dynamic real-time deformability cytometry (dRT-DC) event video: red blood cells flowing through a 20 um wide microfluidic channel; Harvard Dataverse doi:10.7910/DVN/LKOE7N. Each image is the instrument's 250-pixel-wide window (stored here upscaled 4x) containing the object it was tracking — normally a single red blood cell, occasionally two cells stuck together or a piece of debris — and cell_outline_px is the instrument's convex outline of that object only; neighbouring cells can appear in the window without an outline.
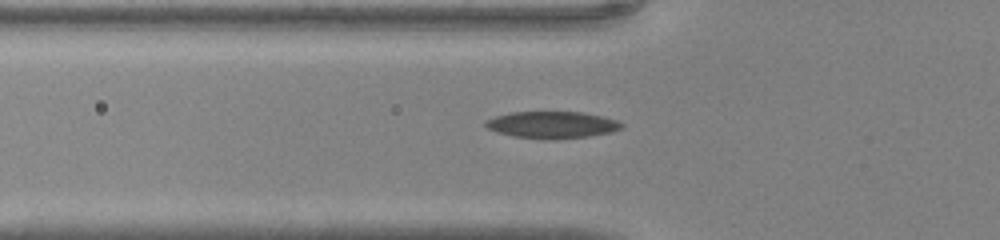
{"species": "common noctule bat (a hibernating species)", "species_latin": "Nyctalus noctula", "temperature_condition": "warm", "stored_images_in_passage": 33, "camera_frame_rate_fps": 3000, "um_per_image_px": 0.085, "animal": {"sex": "male", "body_mass_g": 20.0, "forearm_length_mm": 53.3}, "frame": {"image": 1, "passage_image": 3, "time_ms": 0.667, "image_size_px": [1000, 240], "cell_outline_px": [[624, 128], [612, 132], [588, 136], [552, 140], [512, 136], [488, 128], [484, 124], [484, 120], [496, 116], [512, 112], [580, 112], [604, 116], [616, 120], [624, 124]], "centroid_in_image_um": [46.97, 10.61], "position_along_channel_um": 78.8, "area_um2": 21.33}}
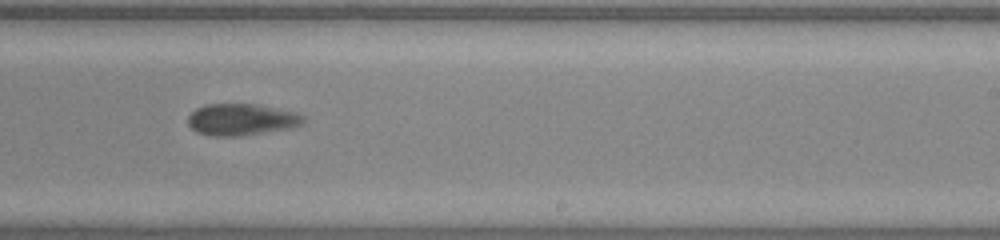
{"frame": {"image": 2, "passage_image": 16, "time_ms": 5.0, "image_size_px": [1000, 240], "cell_outline_px": [[304, 120], [300, 124], [288, 128], [240, 136], [212, 136], [196, 132], [188, 124], [188, 116], [196, 108], [208, 104], [256, 104], [296, 112], [304, 116]], "centroid_in_image_um": [20.48, 10.16], "position_along_channel_um": 268.5, "area_um2": 21.1}}
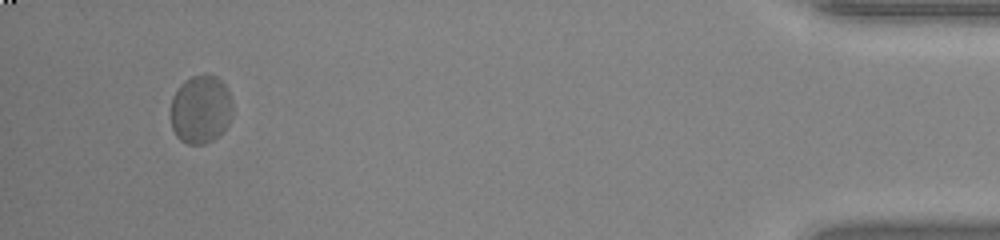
{"frame": {"image": 3, "passage_image": 31, "time_ms": 10.0, "image_size_px": [1000, 240], "cell_outline_px": [[232, 112], [228, 124], [212, 140], [204, 144], [188, 144], [180, 140], [176, 136], [172, 128], [172, 96], [180, 84], [184, 80], [192, 76], [216, 76], [228, 88], [232, 104]], "centroid_in_image_um": [17.05, 9.29], "position_along_channel_um": 418.1, "area_um2": 24.39}}